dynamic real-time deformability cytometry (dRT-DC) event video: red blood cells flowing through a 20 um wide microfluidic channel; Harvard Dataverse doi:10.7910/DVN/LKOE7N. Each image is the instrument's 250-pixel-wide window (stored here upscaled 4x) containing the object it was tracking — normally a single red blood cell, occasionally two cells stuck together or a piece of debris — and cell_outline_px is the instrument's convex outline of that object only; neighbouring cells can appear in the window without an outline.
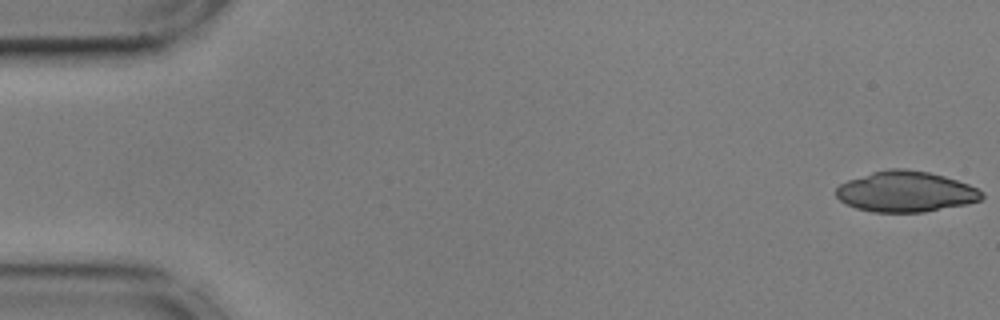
{"species": "common noctule bat (a hibernating species)", "species_latin": "Nyctalus noctula", "temperature_condition": "cold", "stored_images_in_passage": 55, "camera_frame_rate_fps": 3000, "um_per_image_px": 0.085, "animal": {"sex": "male", "body_mass_g": 17.9, "forearm_length_mm": 54.2}, "frame": {"image": 1, "passage_image": 1, "time_ms": 0.0, "image_size_px": [1000, 320], "cell_outline_px": [[984, 196], [980, 200], [968, 204], [924, 212], [872, 212], [856, 208], [844, 204], [836, 196], [836, 188], [840, 184], [848, 180], [872, 172], [888, 168], [904, 168], [928, 172], [944, 176], [968, 184], [984, 192]], "centroid_in_image_um": [76.98, 16.29], "position_along_channel_um": 8.0, "area_um2": 34.68}}